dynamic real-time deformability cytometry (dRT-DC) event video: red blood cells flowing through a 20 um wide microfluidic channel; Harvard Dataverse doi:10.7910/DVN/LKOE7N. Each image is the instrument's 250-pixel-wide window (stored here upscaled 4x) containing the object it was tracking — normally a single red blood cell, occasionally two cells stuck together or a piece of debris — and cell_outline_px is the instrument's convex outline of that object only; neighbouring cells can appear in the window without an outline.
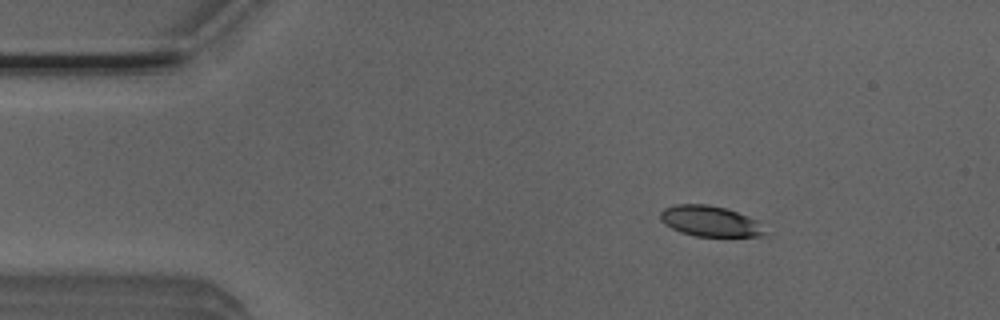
{"species": "Egyptian fruit bat (a non-hibernating species)", "species_latin": "Rousettus aegyptiacus", "temperature_condition": "room temperature", "stored_images_in_passage": 46, "camera_frame_rate_fps": 3000, "um_per_image_px": 0.085, "animal": {"sex": "male"}, "frame": {"image": 1, "passage_image": 1, "time_ms": 0.0, "image_size_px": [1000, 320], "cell_outline_px": [[768, 236], [696, 236], [680, 232], [664, 224], [660, 220], [660, 212], [664, 208], [676, 204], [708, 204], [724, 208], [748, 216], [756, 220]], "centroid_in_image_um": [60.32, 18.8], "position_along_channel_um": 24.7, "area_um2": 18.55}}
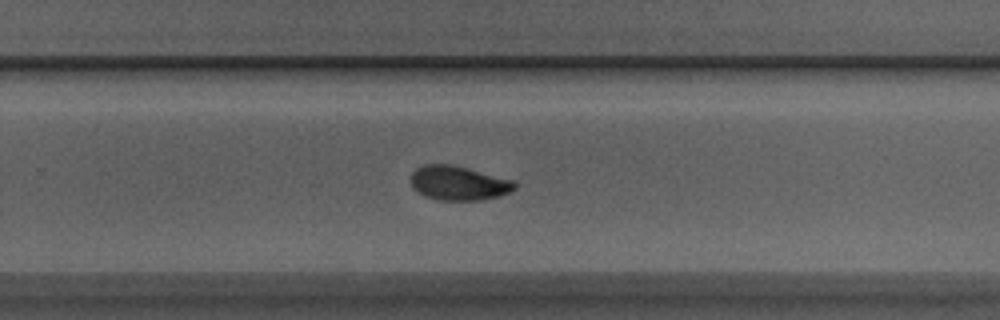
{"frame": {"image": 2, "passage_image": 27, "time_ms": 8.667, "image_size_px": [1000, 320], "cell_outline_px": [[516, 188], [508, 192], [496, 196], [480, 200], [440, 200], [424, 196], [412, 188], [412, 172], [416, 168], [424, 164], [448, 164], [468, 168], [516, 180]], "centroid_in_image_um": [38.98, 15.55], "position_along_channel_um": 290.8, "area_um2": 20.75}}
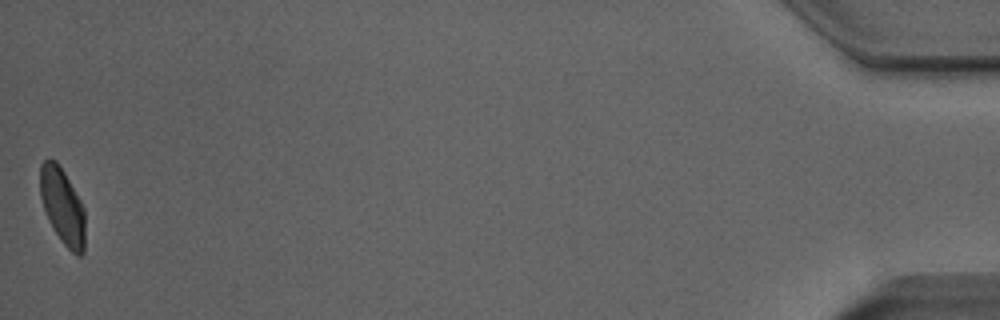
{"frame": {"image": 3, "passage_image": 46, "time_ms": 15.0, "image_size_px": [1000, 320], "cell_outline_px": [[84, 252], [80, 256], [76, 256], [64, 244], [48, 220], [40, 196], [40, 164], [44, 160], [56, 160], [64, 172], [80, 200], [84, 208]], "centroid_in_image_um": [5.31, 17.53], "position_along_channel_um": 429.9, "area_um2": 19.71}, "authors_computed_cell_mechanics": {"area_um2": 20.6924, "velocity_mm_per_s": 3.8265, "shape_relaxation_time_tau1_ms": 4.724, "shape_relaxation_time_tau2_ms": 2.6439, "deformation_change_tau1": 0.142, "deformation_change_tau2": 0.0628}}